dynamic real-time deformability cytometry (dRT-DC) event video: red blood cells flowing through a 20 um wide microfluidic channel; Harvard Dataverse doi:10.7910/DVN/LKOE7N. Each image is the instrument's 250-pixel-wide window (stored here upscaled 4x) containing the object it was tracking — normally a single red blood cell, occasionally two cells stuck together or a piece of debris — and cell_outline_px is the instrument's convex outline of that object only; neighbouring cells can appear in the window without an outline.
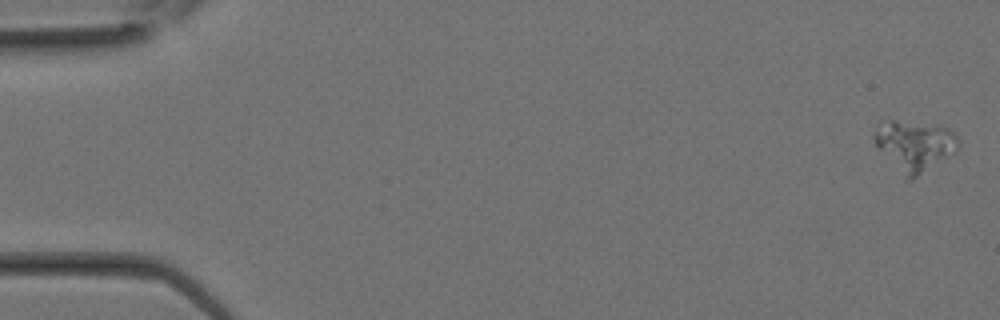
{"species": "Egyptian fruit bat (a non-hibernating species)", "species_latin": "Rousettus aegyptiacus", "temperature_condition": "room temperature", "stored_images_in_passage": 34, "camera_frame_rate_fps": 3000, "um_per_image_px": 0.085, "animal": {"sex": "female"}, "frame": {"image": 1, "passage_image": 1, "time_ms": 0.0, "image_size_px": [1000, 320], "cell_outline_px": [[956, 140], [952, 152], [912, 180], [904, 180], [876, 144], [872, 136], [876, 128], [892, 120], [896, 120], [940, 124], [948, 128], [956, 136]], "centroid_in_image_um": [77.68, 12.37], "position_along_channel_um": 7.3, "area_um2": 24.1}}